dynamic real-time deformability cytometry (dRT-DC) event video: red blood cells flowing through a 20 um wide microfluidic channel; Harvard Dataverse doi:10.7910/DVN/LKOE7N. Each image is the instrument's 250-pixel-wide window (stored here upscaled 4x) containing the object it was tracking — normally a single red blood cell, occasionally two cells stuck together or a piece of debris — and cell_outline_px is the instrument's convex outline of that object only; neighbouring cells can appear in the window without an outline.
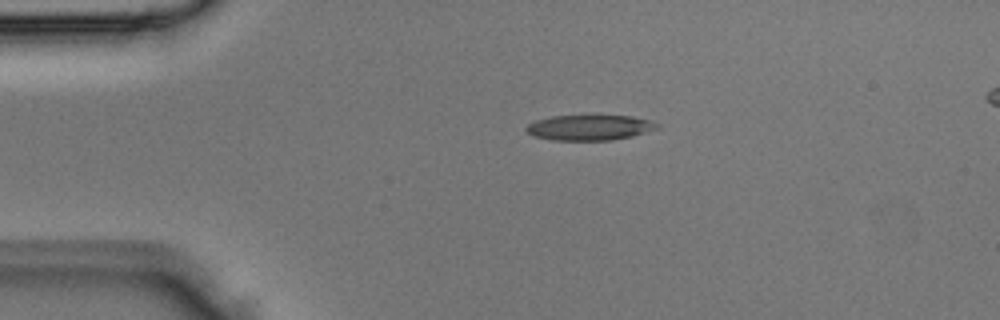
{"species": "Egyptian fruit bat (a non-hibernating species)", "species_latin": "Rousettus aegyptiacus", "temperature_condition": "room temperature", "stored_images_in_passage": 5, "camera_frame_rate_fps": 3000, "um_per_image_px": 0.085, "animal": {"sex": "male"}, "frame": {"image": 1, "passage_image": 5, "time_ms": 1.333, "image_size_px": [1000, 320], "cell_outline_px": [[660, 128], [632, 136], [612, 140], [552, 140], [532, 136], [524, 128], [528, 124], [536, 120], [552, 116], [632, 116], [652, 120], [660, 124]], "centroid_in_image_um": [50.14, 10.84], "position_along_channel_um": 34.9, "area_um2": 19.42}}